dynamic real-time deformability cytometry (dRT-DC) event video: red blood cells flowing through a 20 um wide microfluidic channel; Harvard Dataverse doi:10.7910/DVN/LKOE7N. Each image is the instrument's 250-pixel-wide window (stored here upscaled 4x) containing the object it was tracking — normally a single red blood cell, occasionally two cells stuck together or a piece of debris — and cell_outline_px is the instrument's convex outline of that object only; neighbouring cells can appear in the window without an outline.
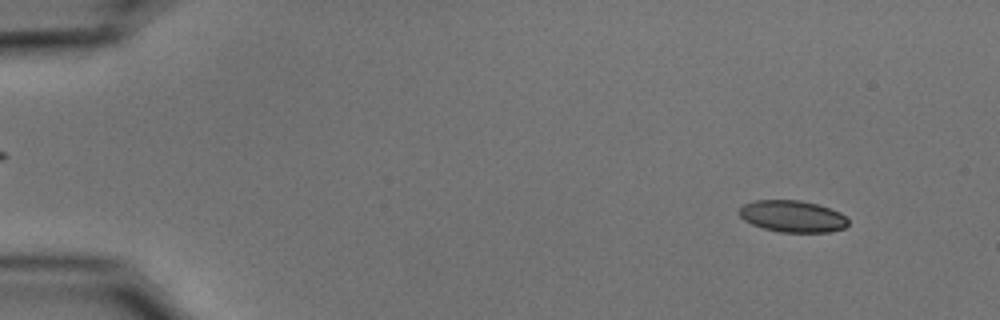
{"species": "common noctule bat (a hibernating species)", "species_latin": "Nyctalus noctula", "temperature_condition": "cold", "stored_images_in_passage": 54, "camera_frame_rate_fps": 3000, "um_per_image_px": 0.085, "animal": {"sex": "male", "body_mass_g": 15.6}, "frame": {"image": 1, "passage_image": 5, "time_ms": 1.333, "image_size_px": [1000, 320], "cell_outline_px": [[848, 224], [844, 228], [828, 232], [780, 232], [764, 228], [752, 224], [744, 220], [740, 216], [740, 208], [744, 204], [756, 200], [800, 200], [816, 204], [840, 212], [848, 220]], "centroid_in_image_um": [67.36, 18.39], "position_along_channel_um": 17.6, "area_um2": 19.94}}
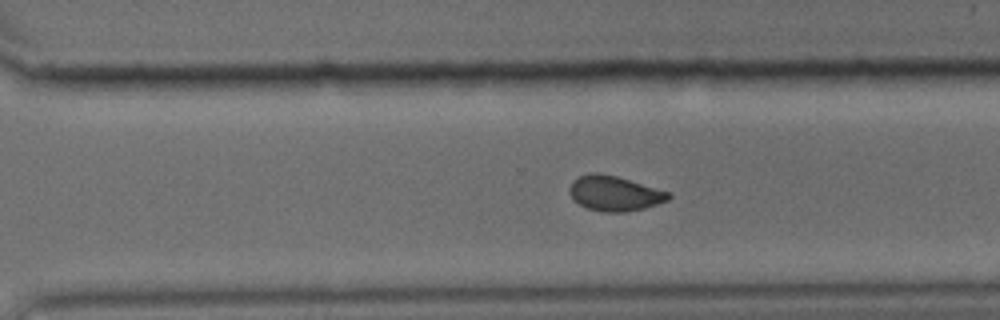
{"frame": {"image": 2, "passage_image": 38, "time_ms": 12.333, "image_size_px": [1000, 320], "cell_outline_px": [[672, 196], [668, 200], [644, 208], [624, 212], [604, 212], [588, 208], [580, 204], [568, 192], [568, 188], [572, 180], [580, 176], [592, 172], [596, 172], [616, 176], [668, 192]], "centroid_in_image_um": [52.2, 16.43], "position_along_channel_um": 318.4, "area_um2": 19.88}}
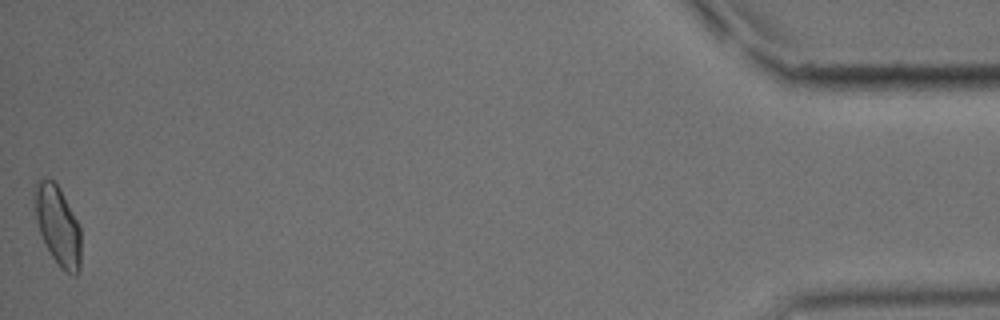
{"frame": {"image": 3, "passage_image": 54, "time_ms": 17.667, "image_size_px": [1000, 320], "cell_outline_px": [[80, 272], [76, 276], [72, 276], [64, 272], [60, 268], [52, 256], [40, 232], [36, 220], [32, 200], [32, 196], [36, 180], [40, 176], [44, 176], [52, 180], [60, 188], [80, 228]], "centroid_in_image_um": [4.88, 19.14], "position_along_channel_um": 430.3, "area_um2": 21.79}, "authors_computed_cell_mechanics": {"area_um2": 20.519, "velocity_mm_per_s": 3.7153, "shape_relaxation_time_tau1_ms": 6.3364, "shape_relaxation_time_tau2_ms": 2.1947, "deformation_change_tau1": 0.1114, "deformation_change_tau2": 0.0633}}